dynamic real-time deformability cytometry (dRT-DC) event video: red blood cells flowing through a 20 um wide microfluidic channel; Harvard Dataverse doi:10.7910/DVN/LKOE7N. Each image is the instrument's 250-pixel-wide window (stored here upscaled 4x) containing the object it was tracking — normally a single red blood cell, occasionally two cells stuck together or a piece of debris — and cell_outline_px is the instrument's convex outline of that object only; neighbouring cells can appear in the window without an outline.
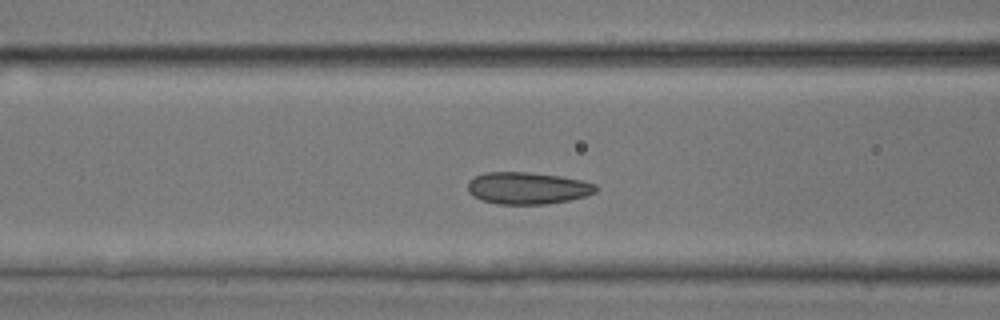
{"species": "common noctule bat (a hibernating species)", "species_latin": "Nyctalus noctula", "temperature_condition": "room temperature", "stored_images_in_passage": 22, "camera_frame_rate_fps": 3000, "um_per_image_px": 0.085, "animal": {"sex": "male", "body_mass_g": 17.9, "forearm_length_mm": 54.2}, "frame": {"image": 1, "passage_image": 16, "time_ms": 5.0, "image_size_px": [1000, 320], "cell_outline_px": [[600, 188], [596, 192], [584, 196], [568, 200], [548, 204], [496, 204], [480, 200], [472, 196], [468, 192], [468, 180], [484, 172], [528, 172], [560, 176], [580, 180], [596, 184]], "centroid_in_image_um": [44.82, 15.99], "position_along_channel_um": 121.8, "area_um2": 24.04}}